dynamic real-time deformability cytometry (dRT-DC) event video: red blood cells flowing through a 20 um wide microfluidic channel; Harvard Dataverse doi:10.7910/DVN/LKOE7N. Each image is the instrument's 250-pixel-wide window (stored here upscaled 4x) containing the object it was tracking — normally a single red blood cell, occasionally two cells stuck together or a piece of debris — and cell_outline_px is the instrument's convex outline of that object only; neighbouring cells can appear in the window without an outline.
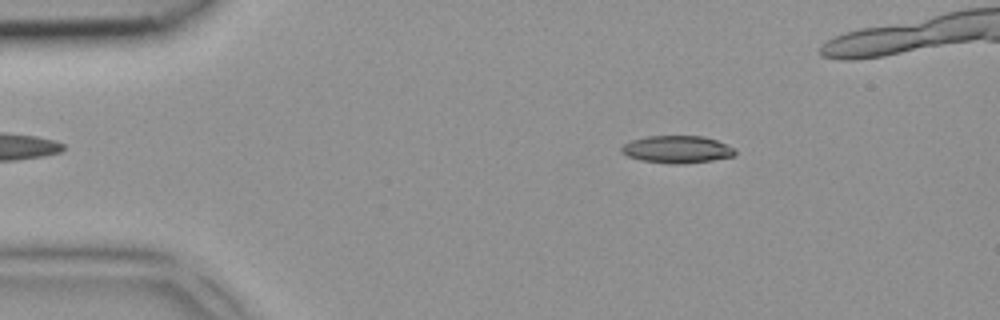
{"species": "common noctule bat (a hibernating species)", "species_latin": "Nyctalus noctula", "temperature_condition": "room temperature", "stored_images_in_passage": 4, "camera_frame_rate_fps": 3000, "um_per_image_px": 0.085, "animal": {"sex": "female", "body_mass_g": 18.4}, "frame": {"image": 1, "passage_image": 1, "time_ms": 0.0, "image_size_px": [1000, 320], "cell_outline_px": [[736, 156], [712, 160], [680, 164], [672, 164], [640, 160], [628, 156], [620, 152], [620, 148], [624, 144], [632, 140], [648, 136], [704, 136], [716, 140], [736, 148]], "centroid_in_image_um": [57.57, 12.7], "position_along_channel_um": 27.4, "area_um2": 18.21}}